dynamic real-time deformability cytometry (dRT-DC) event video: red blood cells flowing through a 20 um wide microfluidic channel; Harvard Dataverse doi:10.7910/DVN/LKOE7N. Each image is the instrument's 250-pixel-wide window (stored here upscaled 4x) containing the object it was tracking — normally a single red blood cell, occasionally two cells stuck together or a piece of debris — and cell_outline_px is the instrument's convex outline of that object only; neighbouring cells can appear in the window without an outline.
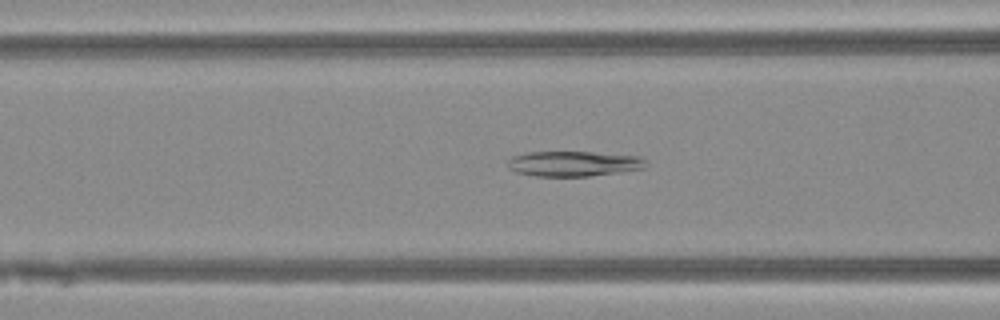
{"species": "Egyptian fruit bat (a non-hibernating species)", "species_latin": "Rousettus aegyptiacus", "temperature_condition": "warm", "stored_images_in_passage": 48, "camera_frame_rate_fps": 3000, "um_per_image_px": 0.085, "animal": {"sex": "female"}, "frame": {"image": 1, "passage_image": 19, "time_ms": 6.0, "image_size_px": [1000, 320], "cell_outline_px": [[644, 168], [588, 176], [536, 176], [516, 172], [508, 168], [508, 160], [512, 156], [528, 152], [592, 152], [640, 156], [644, 160]], "centroid_in_image_um": [48.7, 13.9], "position_along_channel_um": 117.9, "area_um2": 20.06}}
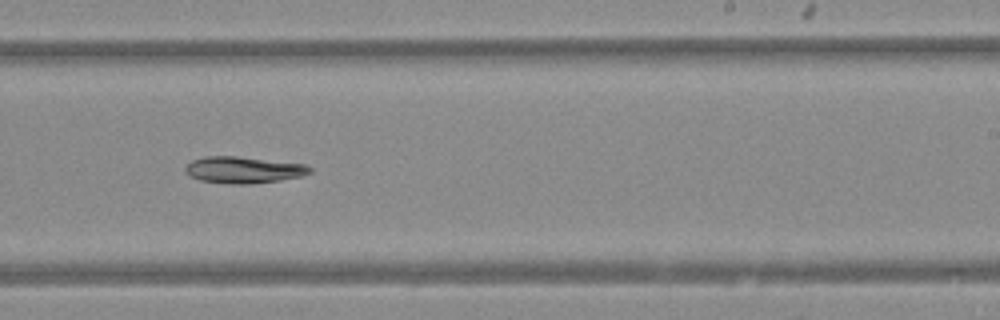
{"frame": {"image": 2, "passage_image": 30, "time_ms": 9.667, "image_size_px": [1000, 320], "cell_outline_px": [[312, 172], [300, 176], [280, 180], [248, 184], [228, 184], [200, 180], [184, 172], [184, 168], [192, 160], [204, 156], [236, 156], [304, 164], [312, 168]], "centroid_in_image_um": [20.67, 14.44], "position_along_channel_um": 268.3, "area_um2": 19.19}}
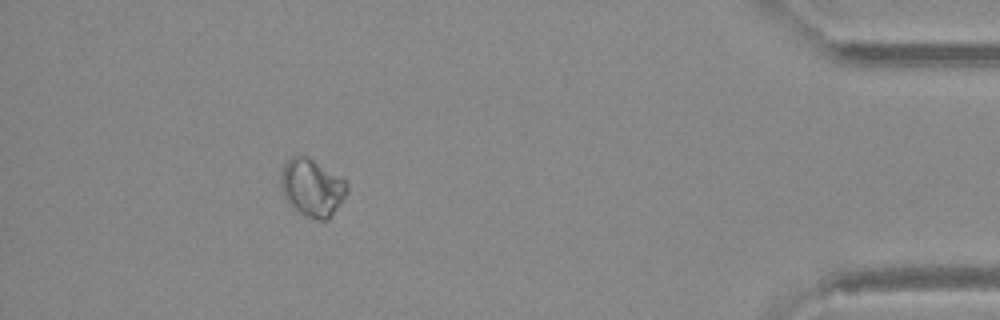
{"frame": {"image": 3, "passage_image": 44, "time_ms": 14.333, "image_size_px": [1000, 320], "cell_outline_px": [[348, 192], [340, 204], [328, 220], [320, 220], [308, 216], [292, 208], [284, 200], [280, 184], [280, 172], [284, 164], [292, 156], [308, 156], [344, 180], [348, 184]], "centroid_in_image_um": [26.49, 15.95], "position_along_channel_um": 408.7, "area_um2": 22.2}}